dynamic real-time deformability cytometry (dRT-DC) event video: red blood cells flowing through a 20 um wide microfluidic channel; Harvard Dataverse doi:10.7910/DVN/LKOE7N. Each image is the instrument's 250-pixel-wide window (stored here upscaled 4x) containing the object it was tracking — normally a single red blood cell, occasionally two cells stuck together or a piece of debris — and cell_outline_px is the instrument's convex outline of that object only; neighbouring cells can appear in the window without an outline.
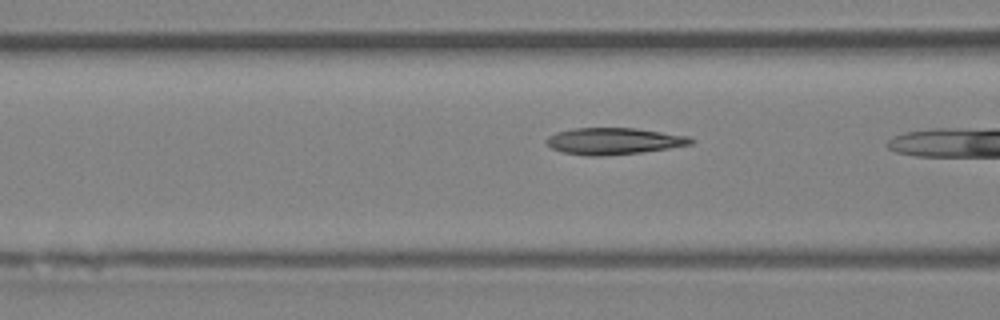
{"species": "Egyptian fruit bat (a non-hibernating species)", "species_latin": "Rousettus aegyptiacus", "temperature_condition": "room temperature", "stored_images_in_passage": 6, "segment_of_instrument_passage": [1, 2], "camera_frame_rate_fps": 3000, "um_per_image_px": 0.085, "animal": {"sex": "female"}, "frame": {"image": 1, "passage_image": 4, "time_ms": 4.333, "image_size_px": [1000, 320], "cell_outline_px": [[696, 140], [692, 144], [668, 148], [640, 152], [600, 156], [588, 156], [560, 152], [552, 148], [544, 140], [548, 136], [556, 132], [572, 128], [636, 128], [688, 136]], "centroid_in_image_um": [52.14, 11.99], "position_along_channel_um": 114.5, "area_um2": 22.43}}